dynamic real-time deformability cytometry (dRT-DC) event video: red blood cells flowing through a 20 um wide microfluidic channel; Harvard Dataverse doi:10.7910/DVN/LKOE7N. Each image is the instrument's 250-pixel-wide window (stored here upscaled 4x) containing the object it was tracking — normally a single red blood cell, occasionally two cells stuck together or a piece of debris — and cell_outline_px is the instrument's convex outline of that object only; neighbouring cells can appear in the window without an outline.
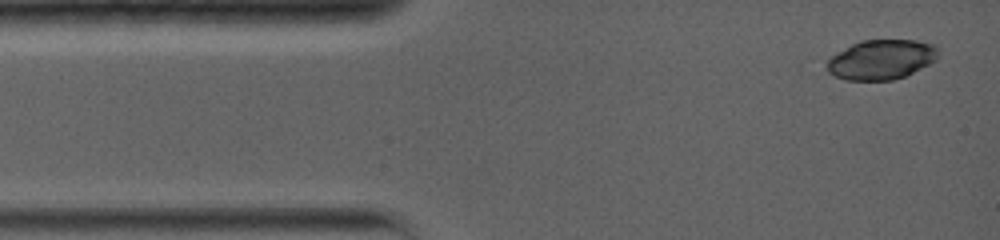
{"species": "common noctule bat (a hibernating species)", "species_latin": "Nyctalus noctula", "temperature_condition": "warm", "stored_images_in_passage": 31, "camera_frame_rate_fps": 5000, "um_per_image_px": 0.085, "animal": {"sex": "female", "body_mass_g": 19.0, "forearm_length_mm": 56.7}, "frame": {"image": 1, "passage_image": 1, "time_ms": 0.0, "image_size_px": [1000, 240], "cell_outline_px": [[936, 60], [904, 76], [892, 80], [844, 80], [828, 72], [828, 60], [836, 52], [860, 40], [916, 40], [936, 44]], "centroid_in_image_um": [74.89, 5.05], "position_along_channel_um": 10.1, "area_um2": 25.55}}
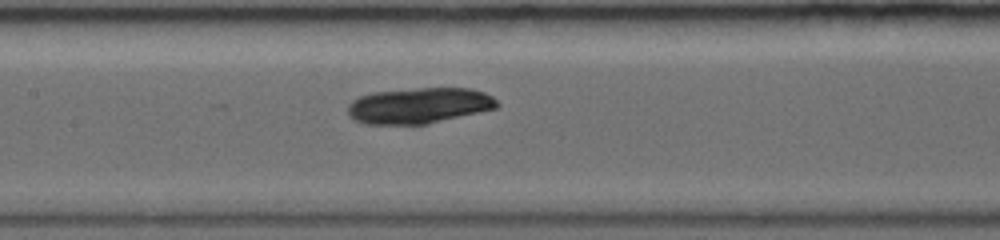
{"frame": {"image": 2, "passage_image": 14, "time_ms": 6.0, "image_size_px": [1000, 240], "cell_outline_px": [[500, 104], [496, 108], [480, 112], [428, 124], [364, 124], [348, 116], [348, 104], [352, 100], [360, 96], [372, 92], [416, 88], [472, 88], [484, 92], [492, 96]], "centroid_in_image_um": [35.62, 8.97], "position_along_channel_um": 171.8, "area_um2": 31.33}}
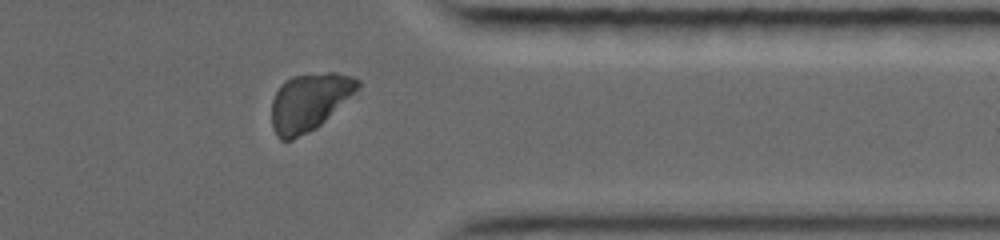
{"frame": {"image": 3, "passage_image": 27, "time_ms": 11.8, "image_size_px": [1000, 240], "cell_outline_px": [[360, 88], [316, 128], [292, 140], [280, 140], [276, 136], [272, 128], [272, 100], [276, 92], [284, 80], [292, 76], [328, 72], [336, 72], [352, 76], [360, 80]], "centroid_in_image_um": [26.28, 8.66], "position_along_channel_um": 385.1, "area_um2": 28.78}}